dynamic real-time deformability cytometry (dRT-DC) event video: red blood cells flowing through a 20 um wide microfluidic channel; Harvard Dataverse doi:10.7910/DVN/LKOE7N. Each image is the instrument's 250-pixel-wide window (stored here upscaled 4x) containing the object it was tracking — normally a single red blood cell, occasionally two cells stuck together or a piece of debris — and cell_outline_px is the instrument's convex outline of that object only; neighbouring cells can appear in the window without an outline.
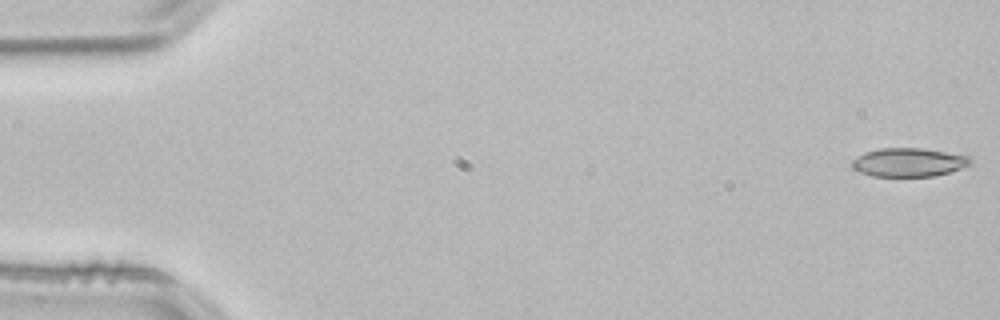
{"species": "common noctule bat (a hibernating species)", "species_latin": "Nyctalus noctula", "temperature_condition": "room temperature", "stored_images_in_passage": 53, "camera_frame_rate_fps": 3000, "um_per_image_px": 0.085, "animal": {"sex": "male", "body_mass_g": 21.5, "forearm_length_mm": 52.0}, "frame": {"image": 1, "passage_image": 1, "time_ms": 0.0, "image_size_px": [1000, 320], "cell_outline_px": [[972, 164], [936, 176], [872, 176], [860, 172], [852, 168], [852, 160], [864, 152], [880, 148], [924, 148], [968, 156], [972, 160]], "centroid_in_image_um": [77.23, 13.79], "position_along_channel_um": 7.8, "area_um2": 19.71}}
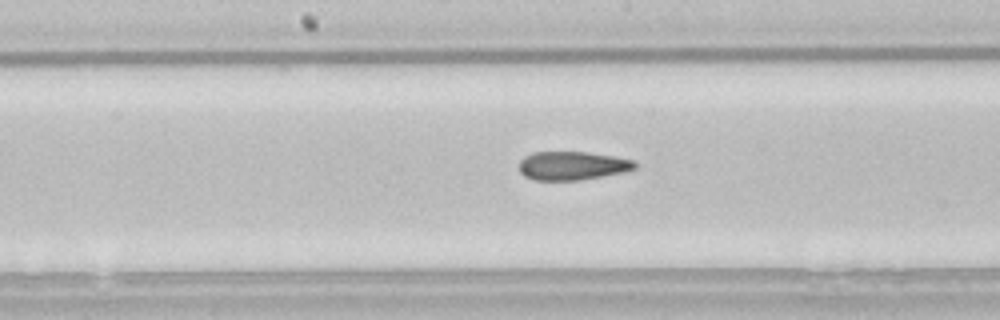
{"frame": {"image": 2, "passage_image": 27, "time_ms": 8.667, "image_size_px": [1000, 320], "cell_outline_px": [[636, 168], [620, 172], [580, 180], [536, 180], [524, 176], [520, 172], [520, 160], [524, 156], [532, 152], [584, 152], [612, 156], [632, 160], [636, 164]], "centroid_in_image_um": [48.58, 14.08], "position_along_channel_um": 199.6, "area_um2": 18.96}}
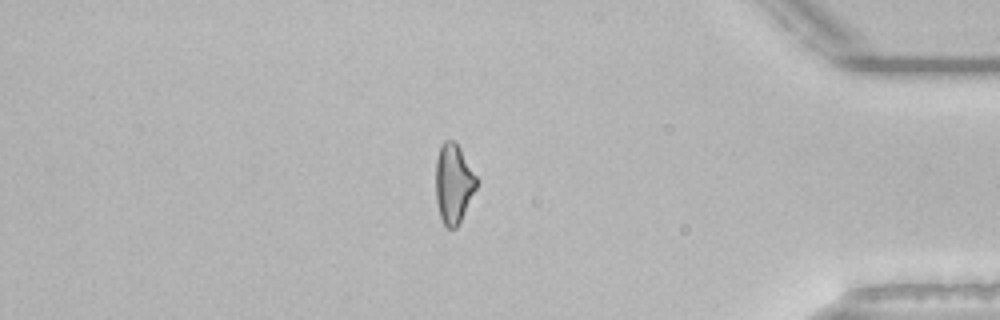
{"frame": {"image": 3, "passage_image": 45, "time_ms": 14.667, "image_size_px": [1000, 320], "cell_outline_px": [[476, 188], [456, 228], [448, 228], [444, 224], [440, 216], [436, 200], [436, 160], [440, 144], [444, 140], [452, 140], [460, 148], [476, 176]], "centroid_in_image_um": [38.52, 15.57], "position_along_channel_um": 396.7, "area_um2": 18.5}, "authors_computed_cell_mechanics": {"area_um2": 19.8832, "velocity_mm_per_s": 3.849, "shape_relaxation_time_tau1_ms": null, "shape_relaxation_time_tau2_ms": 2.9383, "deformation_change_tau1": null, "deformation_change_tau2": 0.0954}}